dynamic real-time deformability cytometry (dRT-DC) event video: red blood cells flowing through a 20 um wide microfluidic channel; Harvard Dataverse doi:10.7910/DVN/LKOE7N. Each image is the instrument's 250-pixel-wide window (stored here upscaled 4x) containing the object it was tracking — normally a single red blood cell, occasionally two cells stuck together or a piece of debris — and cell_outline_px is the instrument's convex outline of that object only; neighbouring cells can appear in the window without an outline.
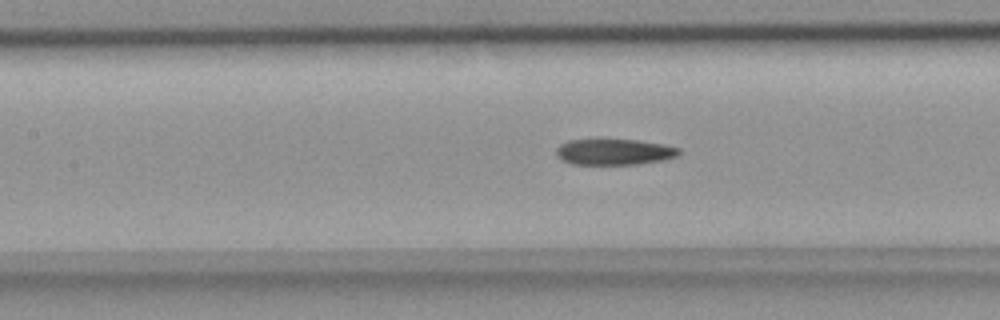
{"species": "common noctule bat (a hibernating species)", "species_latin": "Nyctalus noctula", "temperature_condition": "room temperature", "stored_images_in_passage": 36, "camera_frame_rate_fps": 3000, "um_per_image_px": 0.085, "animal": {"sex": "female", "body_mass_g": 18.4}, "frame": {"image": 1, "passage_image": 9, "time_ms": 2.667, "image_size_px": [1000, 320], "cell_outline_px": [[680, 152], [676, 156], [664, 160], [640, 164], [572, 164], [556, 156], [556, 148], [560, 144], [568, 140], [600, 136], [636, 140], [664, 144], [680, 148]], "centroid_in_image_um": [52.16, 12.86], "position_along_channel_um": 155.2, "area_um2": 19.48}}
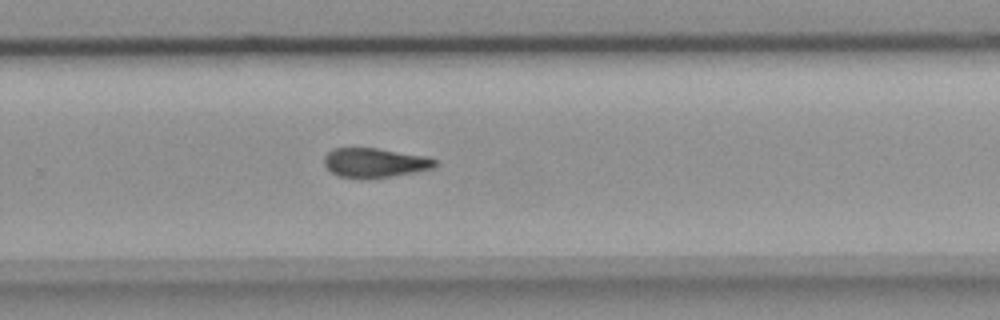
{"frame": {"image": 2, "passage_image": 20, "time_ms": 6.333, "image_size_px": [1000, 320], "cell_outline_px": [[436, 164], [432, 168], [416, 172], [392, 176], [340, 176], [332, 172], [324, 164], [324, 156], [328, 152], [336, 148], [376, 148], [428, 156], [436, 160]], "centroid_in_image_um": [31.89, 13.79], "position_along_channel_um": 297.9, "area_um2": 18.38}}
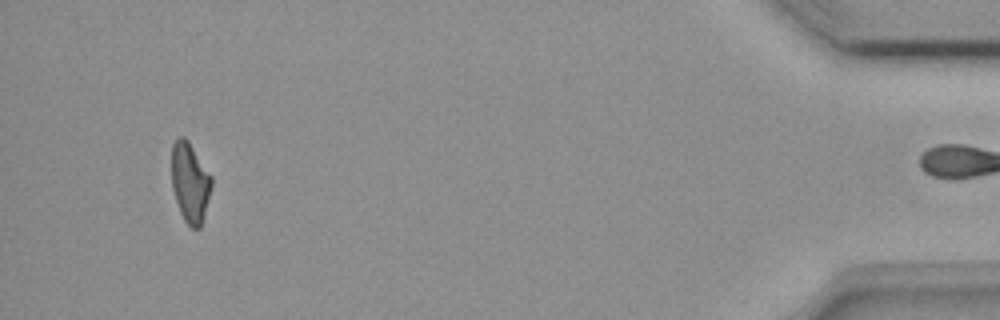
{"frame": {"image": 3, "passage_image": 35, "time_ms": 11.333, "image_size_px": [1000, 320], "cell_outline_px": [[212, 184], [200, 228], [192, 228], [184, 220], [180, 212], [172, 188], [172, 144], [180, 136], [184, 136], [188, 140], [212, 176]], "centroid_in_image_um": [16.15, 15.48], "position_along_channel_um": 419.1, "area_um2": 18.38}}